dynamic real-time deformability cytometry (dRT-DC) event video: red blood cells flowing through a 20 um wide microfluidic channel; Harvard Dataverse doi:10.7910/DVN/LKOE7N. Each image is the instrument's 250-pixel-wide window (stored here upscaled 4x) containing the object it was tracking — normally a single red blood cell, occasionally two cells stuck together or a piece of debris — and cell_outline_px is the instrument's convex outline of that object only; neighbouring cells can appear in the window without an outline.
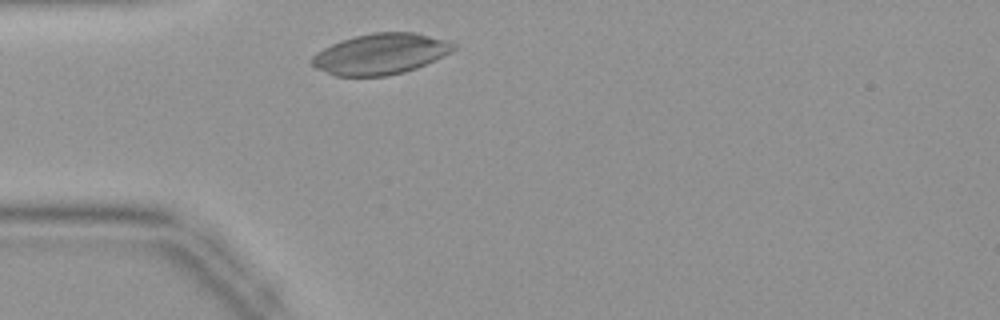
{"species": "common noctule bat (a hibernating species)", "species_latin": "Nyctalus noctula", "temperature_condition": "warm", "stored_images_in_passage": 25, "camera_frame_rate_fps": 3000, "um_per_image_px": 0.085, "animal": {"sex": "female", "body_mass_g": 19.9}, "frame": {"image": 1, "passage_image": 2, "time_ms": 0.333, "image_size_px": [1000, 320], "cell_outline_px": [[460, 44], [452, 52], [444, 56], [416, 68], [404, 72], [388, 76], [336, 76], [316, 68], [308, 64], [308, 60], [316, 52], [340, 40], [372, 32], [416, 32], [448, 40]], "centroid_in_image_um": [32.36, 4.58], "position_along_channel_um": 52.6, "area_um2": 34.16}}
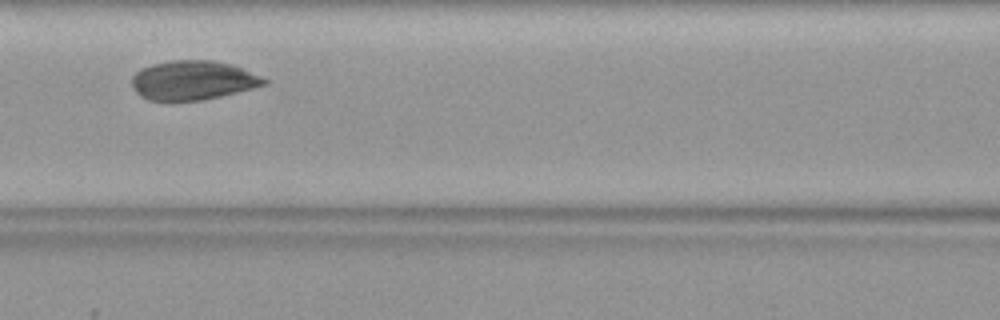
{"frame": {"image": 2, "passage_image": 9, "time_ms": 2.667, "image_size_px": [1000, 320], "cell_outline_px": [[268, 84], [220, 96], [200, 100], [148, 100], [140, 96], [136, 92], [132, 84], [132, 76], [140, 68], [152, 64], [172, 60], [212, 60], [232, 64], [260, 76], [268, 80]], "centroid_in_image_um": [16.38, 6.81], "position_along_channel_um": 150.2, "area_um2": 30.06}}
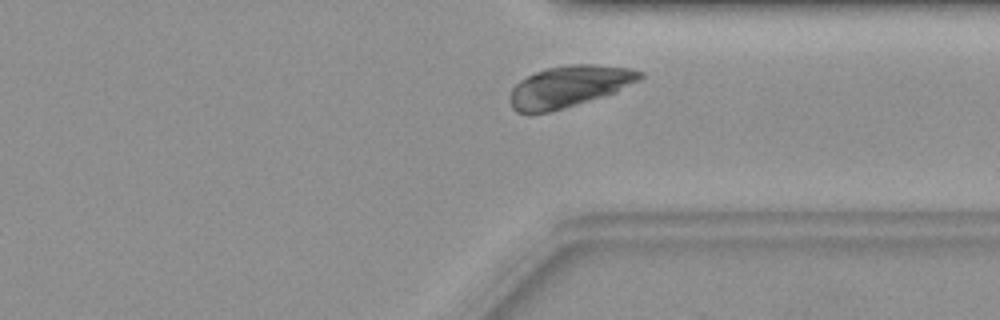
{"frame": {"image": 3, "passage_image": 23, "time_ms": 7.333, "image_size_px": [1000, 320], "cell_outline_px": [[644, 76], [640, 80], [616, 92], [564, 108], [548, 112], [516, 112], [512, 108], [508, 100], [508, 96], [512, 88], [520, 80], [536, 72], [548, 68], [572, 64], [596, 64], [632, 68], [644, 72]], "centroid_in_image_um": [48.39, 7.33], "position_along_channel_um": 363.0, "area_um2": 31.39}}